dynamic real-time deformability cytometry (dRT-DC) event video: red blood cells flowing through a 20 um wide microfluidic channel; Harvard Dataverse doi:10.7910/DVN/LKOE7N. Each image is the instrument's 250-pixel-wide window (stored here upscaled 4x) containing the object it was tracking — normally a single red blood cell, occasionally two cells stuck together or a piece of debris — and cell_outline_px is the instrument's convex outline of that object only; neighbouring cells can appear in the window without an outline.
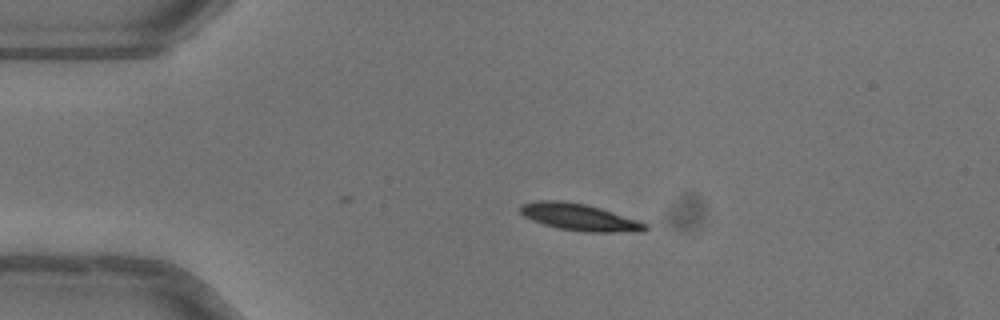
{"species": "common noctule bat (a hibernating species)", "species_latin": "Nyctalus noctula", "temperature_condition": "warm", "stored_images_in_passage": 33, "camera_frame_rate_fps": 3000, "um_per_image_px": 0.085, "animal": {"sex": "female"}, "frame": {"image": 1, "passage_image": 1, "time_ms": 0.0, "image_size_px": [1000, 320], "cell_outline_px": [[648, 228], [640, 232], [584, 232], [556, 228], [532, 220], [524, 216], [520, 212], [520, 204], [536, 200], [560, 200], [584, 204], [600, 208], [648, 224]], "centroid_in_image_um": [49.22, 18.46], "position_along_channel_um": 35.8, "area_um2": 19.54}}
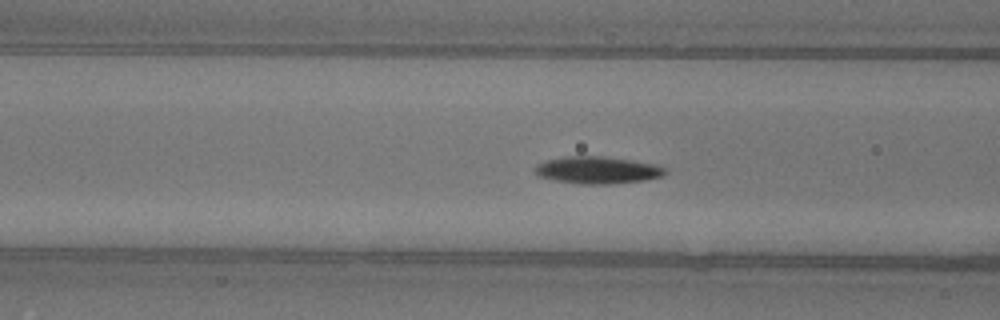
{"frame": {"image": 2, "passage_image": 10, "time_ms": 3.0, "image_size_px": [1000, 320], "cell_outline_px": [[668, 172], [664, 176], [644, 180], [608, 184], [580, 184], [552, 180], [536, 176], [532, 168], [536, 164], [544, 160], [564, 156], [604, 156], [660, 164], [668, 168]], "centroid_in_image_um": [50.78, 14.45], "position_along_channel_um": 115.8, "area_um2": 21.27}}
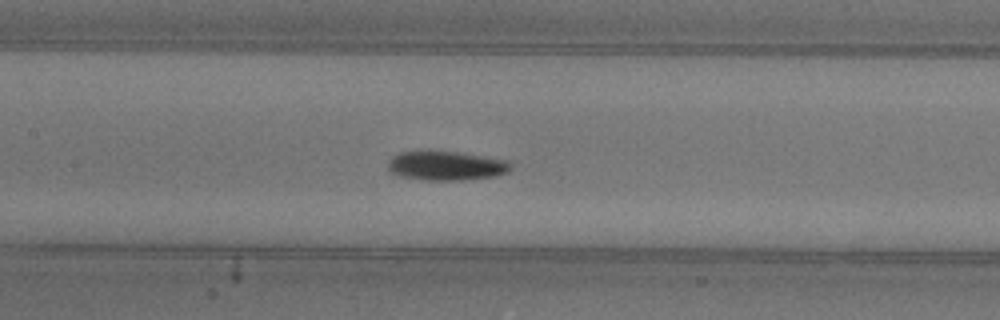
{"frame": {"image": 3, "passage_image": 14, "time_ms": 4.333, "image_size_px": [1000, 320], "cell_outline_px": [[512, 168], [508, 172], [496, 176], [464, 180], [424, 180], [400, 176], [388, 172], [388, 160], [392, 156], [400, 152], [420, 148], [428, 148], [456, 152], [508, 160], [512, 164]], "centroid_in_image_um": [37.86, 14.05], "position_along_channel_um": 169.5, "area_um2": 21.79}, "authors_computed_cell_mechanics": {"area_um2": 20.23, "velocity_mm_per_s": 4.0157, "shape_relaxation_time_tau1_ms": 3.0367, "shape_relaxation_time_tau2_ms": 11.2459, "deformation_change_tau1": 0.1651, "deformation_change_tau2": 0.0967}}